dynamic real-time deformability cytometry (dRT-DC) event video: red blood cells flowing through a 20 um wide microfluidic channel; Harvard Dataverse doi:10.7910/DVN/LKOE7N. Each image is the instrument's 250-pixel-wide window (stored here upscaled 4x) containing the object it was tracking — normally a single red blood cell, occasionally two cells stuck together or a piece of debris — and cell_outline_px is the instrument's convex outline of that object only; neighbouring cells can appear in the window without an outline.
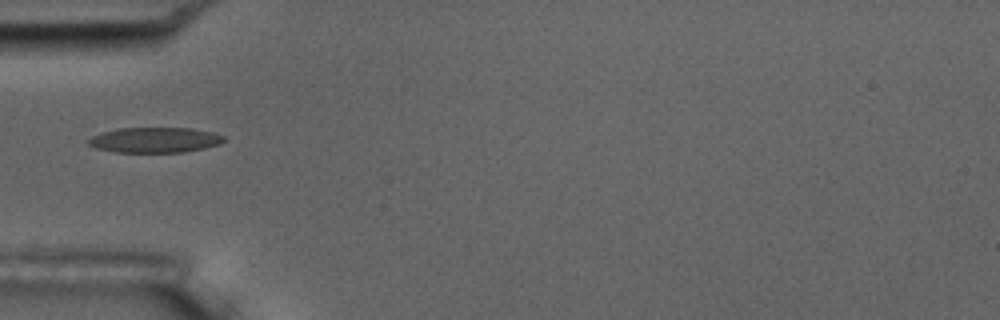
{"species": "common noctule bat (a hibernating species)", "species_latin": "Nyctalus noctula", "temperature_condition": "room temperature", "stored_images_in_passage": 1, "camera_frame_rate_fps": 3000, "um_per_image_px": 0.085, "animal": {"sex": "male", "body_mass_g": 17.5, "forearm_length_mm": 52.3}, "frame": {"image": 1, "passage_image": 1, "time_ms": 0.0, "image_size_px": [1000, 320], "cell_outline_px": [[224, 140], [220, 144], [204, 148], [184, 152], [116, 152], [96, 148], [88, 144], [84, 140], [100, 132], [116, 128], [192, 128], [212, 132], [224, 136]], "centroid_in_image_um": [13.11, 11.89], "position_along_channel_um": 71.9, "area_um2": 20.11}}